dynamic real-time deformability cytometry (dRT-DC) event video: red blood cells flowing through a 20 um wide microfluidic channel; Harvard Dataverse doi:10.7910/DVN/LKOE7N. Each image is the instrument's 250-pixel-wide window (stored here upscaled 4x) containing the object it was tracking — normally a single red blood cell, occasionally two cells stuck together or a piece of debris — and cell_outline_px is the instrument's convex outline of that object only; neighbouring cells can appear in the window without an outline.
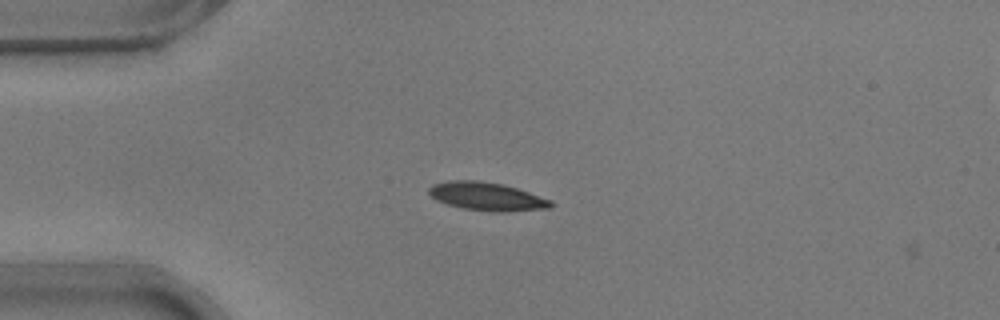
{"species": "common noctule bat (a hibernating species)", "species_latin": "Nyctalus noctula", "temperature_condition": "warm", "stored_images_in_passage": 4, "camera_frame_rate_fps": 3000, "um_per_image_px": 0.085, "animal": {"sex": "male", "body_mass_g": 17.9}, "frame": {"image": 1, "passage_image": 3, "time_ms": 0.667, "image_size_px": [1000, 320], "cell_outline_px": [[552, 204], [548, 208], [504, 212], [496, 212], [464, 208], [448, 204], [436, 200], [428, 192], [428, 188], [432, 184], [448, 180], [476, 180], [504, 184], [552, 200]], "centroid_in_image_um": [41.35, 16.68], "position_along_channel_um": 43.7, "area_um2": 19.94}}